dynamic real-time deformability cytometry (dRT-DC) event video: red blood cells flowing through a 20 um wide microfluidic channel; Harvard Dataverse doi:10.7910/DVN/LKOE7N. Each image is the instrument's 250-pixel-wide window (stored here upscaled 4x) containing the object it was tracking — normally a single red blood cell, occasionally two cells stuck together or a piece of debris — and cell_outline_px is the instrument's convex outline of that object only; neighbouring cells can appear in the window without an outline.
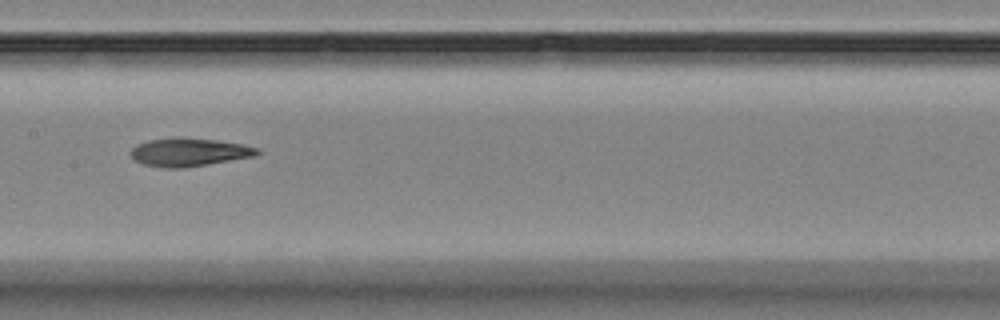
{"species": "Egyptian fruit bat (a non-hibernating species)", "species_latin": "Rousettus aegyptiacus", "temperature_condition": "room temperature", "stored_images_in_passage": 9, "segment_of_instrument_passage": [1, 2], "camera_frame_rate_fps": 3000, "um_per_image_px": 0.085, "animal": {"sex": "female"}, "frame": {"image": 1, "passage_image": 6, "time_ms": 6.667, "image_size_px": [1000, 320], "cell_outline_px": [[260, 152], [256, 156], [208, 164], [180, 168], [164, 168], [144, 164], [136, 160], [132, 156], [132, 148], [136, 144], [148, 140], [180, 136], [216, 140], [240, 144], [260, 148]], "centroid_in_image_um": [16.09, 12.92], "position_along_channel_um": 191.3, "area_um2": 20.81}}
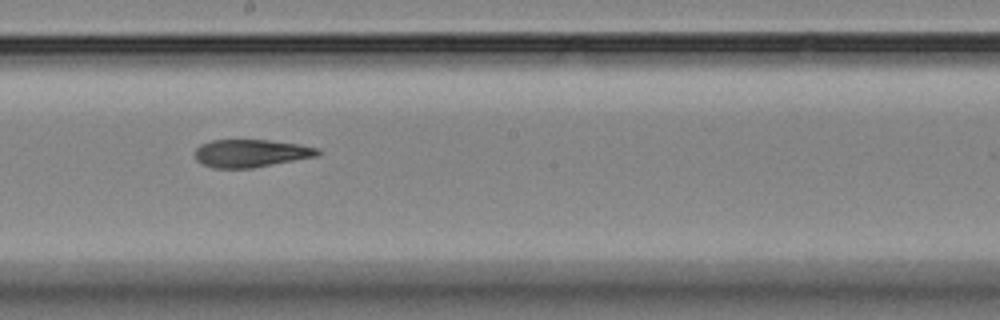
{"frame": {"image": 2, "passage_image": 7, "time_ms": 7.667, "image_size_px": [1000, 320], "cell_outline_px": [[320, 156], [252, 168], [212, 168], [196, 160], [196, 148], [200, 144], [212, 140], [268, 140], [296, 144], [316, 148], [320, 152]], "centroid_in_image_um": [21.32, 13.03], "position_along_channel_um": 226.9, "area_um2": 19.77}}
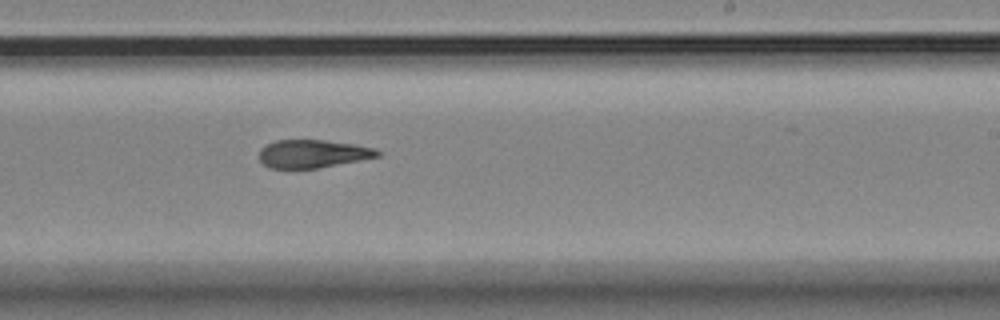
{"frame": {"image": 3, "passage_image": 8, "time_ms": 8.667, "image_size_px": [1000, 320], "cell_outline_px": [[380, 156], [316, 168], [272, 168], [264, 164], [260, 160], [260, 148], [276, 140], [324, 140], [356, 144], [376, 148], [380, 152]], "centroid_in_image_um": [26.6, 13.05], "position_along_channel_um": 262.4, "area_um2": 19.13}}